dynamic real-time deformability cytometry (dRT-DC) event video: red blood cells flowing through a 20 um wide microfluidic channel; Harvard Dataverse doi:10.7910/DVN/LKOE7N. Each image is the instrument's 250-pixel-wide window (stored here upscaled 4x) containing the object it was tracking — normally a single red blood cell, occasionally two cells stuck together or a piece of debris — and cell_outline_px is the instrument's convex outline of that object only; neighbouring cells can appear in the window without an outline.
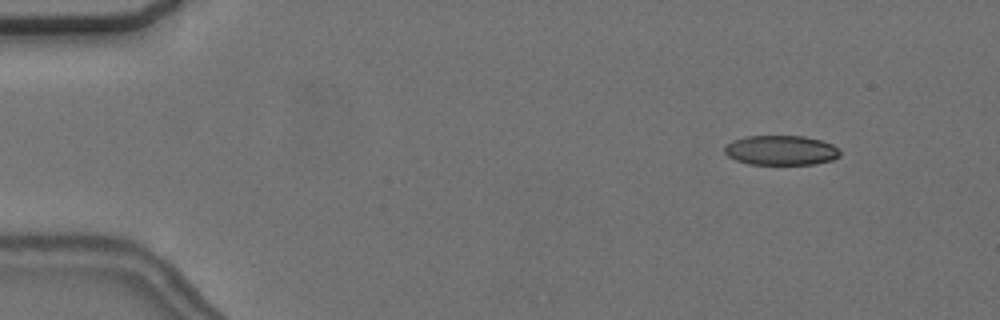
{"species": "common noctule bat (a hibernating species)", "species_latin": "Nyctalus noctula", "temperature_condition": "cold", "stored_images_in_passage": 27, "camera_frame_rate_fps": 3000, "um_per_image_px": 0.085, "animal": {"sex": "female", "body_mass_g": 24.6, "forearm_length_mm": 56.2}, "frame": {"image": 1, "passage_image": 6, "time_ms": 1.667, "image_size_px": [1000, 320], "cell_outline_px": [[840, 156], [832, 160], [812, 164], [748, 164], [736, 160], [728, 156], [724, 152], [724, 144], [732, 140], [744, 136], [804, 136], [820, 140], [832, 144], [840, 152]], "centroid_in_image_um": [66.33, 12.77], "position_along_channel_um": 18.7, "area_um2": 20.06}}
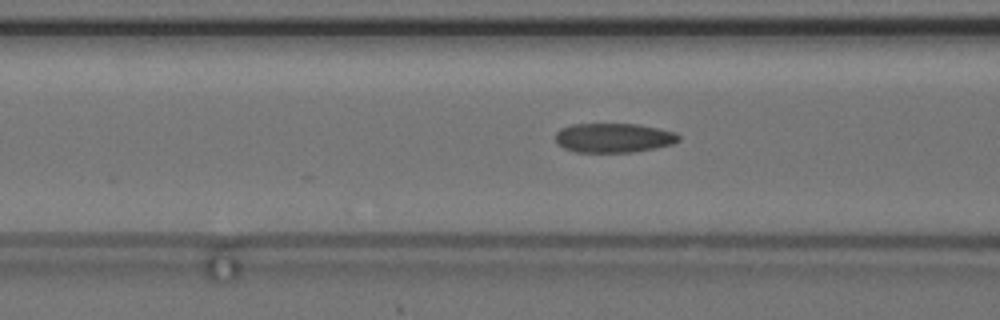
{"frame": {"image": 2, "passage_image": 22, "time_ms": 7.0, "image_size_px": [1000, 320], "cell_outline_px": [[680, 140], [672, 144], [632, 152], [576, 152], [564, 148], [556, 144], [556, 132], [560, 128], [572, 124], [640, 124], [676, 132], [680, 136]], "centroid_in_image_um": [52.14, 11.71], "position_along_channel_um": 114.5, "area_um2": 21.15}}
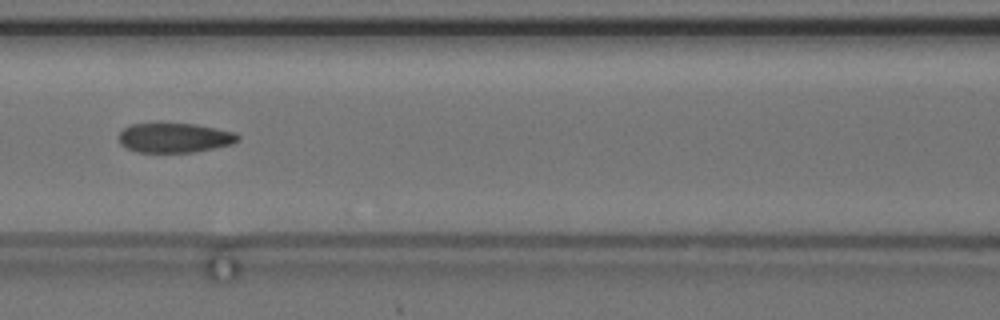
{"frame": {"image": 3, "passage_image": 25, "time_ms": 8.0, "image_size_px": [1000, 320], "cell_outline_px": [[240, 140], [232, 144], [192, 152], [136, 152], [120, 144], [120, 132], [124, 128], [132, 124], [196, 124], [236, 132], [240, 136]], "centroid_in_image_um": [14.87, 11.71], "position_along_channel_um": 151.7, "area_um2": 20.35}}